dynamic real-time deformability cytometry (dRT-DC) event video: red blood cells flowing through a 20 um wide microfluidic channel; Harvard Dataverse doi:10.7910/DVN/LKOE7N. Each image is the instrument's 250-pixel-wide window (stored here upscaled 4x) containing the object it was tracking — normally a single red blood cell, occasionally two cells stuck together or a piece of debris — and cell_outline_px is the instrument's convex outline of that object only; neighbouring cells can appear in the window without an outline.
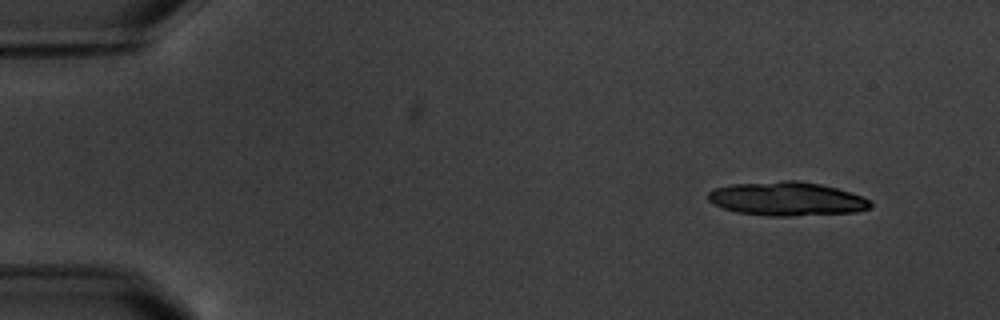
{"species": "common noctule bat (a hibernating species)", "species_latin": "Nyctalus noctula", "temperature_condition": "warm", "stored_images_in_passage": 7, "segment_of_instrument_passage": [1, 2], "camera_frame_rate_fps": 3000, "um_per_image_px": 0.085, "animal": {"sex": "male", "body_mass_g": 20.1, "forearm_length_mm": 53.5}, "frame": {"image": 1, "passage_image": 2, "time_ms": 1.333, "image_size_px": [1000, 320], "cell_outline_px": [[872, 208], [856, 212], [792, 216], [768, 216], [736, 212], [712, 204], [708, 200], [708, 192], [716, 188], [732, 184], [780, 180], [800, 180], [820, 184], [836, 188], [864, 196], [872, 200]], "centroid_in_image_um": [66.91, 16.9], "position_along_channel_um": 18.1, "area_um2": 32.37}}